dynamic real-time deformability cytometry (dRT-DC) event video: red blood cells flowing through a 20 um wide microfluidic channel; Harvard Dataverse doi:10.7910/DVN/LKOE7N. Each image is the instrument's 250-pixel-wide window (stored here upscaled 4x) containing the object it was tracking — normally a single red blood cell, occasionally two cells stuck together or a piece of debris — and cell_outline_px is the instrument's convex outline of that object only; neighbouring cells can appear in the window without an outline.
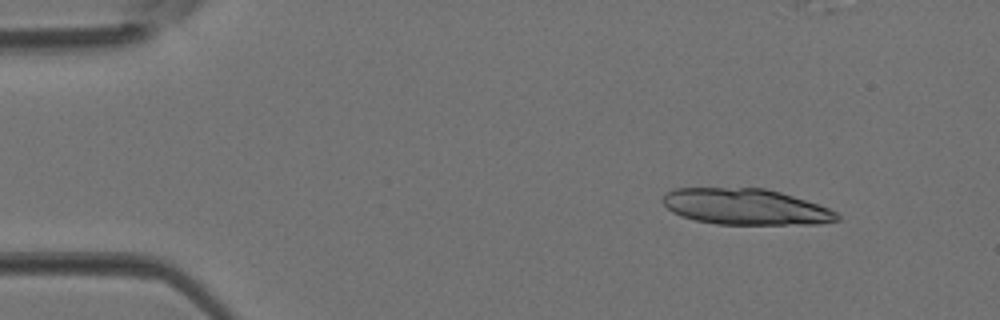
{"species": "Egyptian fruit bat (a non-hibernating species)", "species_latin": "Rousettus aegyptiacus", "temperature_condition": "room temperature", "stored_images_in_passage": 5, "segment_of_instrument_passage": [1, 2], "camera_frame_rate_fps": 3000, "um_per_image_px": 0.085, "animal": {"sex": "female"}, "frame": {"image": 1, "passage_image": 1, "time_ms": 0.0, "image_size_px": [1000, 320], "cell_outline_px": [[840, 220], [816, 224], [716, 224], [696, 220], [680, 216], [672, 212], [660, 200], [664, 192], [676, 188], [764, 188], [780, 192], [828, 208], [836, 212], [840, 216]], "centroid_in_image_um": [63.32, 17.57], "position_along_channel_um": 21.7, "area_um2": 36.53}}